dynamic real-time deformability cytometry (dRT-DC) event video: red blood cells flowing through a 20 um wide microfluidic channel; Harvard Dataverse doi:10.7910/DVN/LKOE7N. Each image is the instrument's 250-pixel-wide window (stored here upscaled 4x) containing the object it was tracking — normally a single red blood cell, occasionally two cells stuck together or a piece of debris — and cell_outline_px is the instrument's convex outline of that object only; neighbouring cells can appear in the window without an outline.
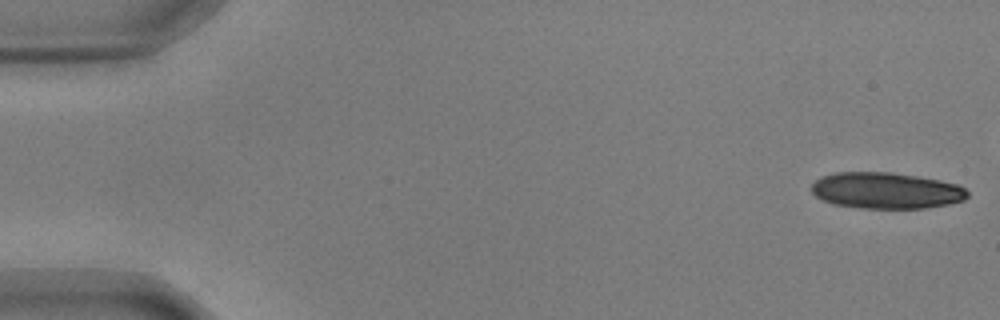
{"species": "common noctule bat (a hibernating species)", "species_latin": "Nyctalus noctula", "temperature_condition": "warm", "stored_images_in_passage": 49, "camera_frame_rate_fps": 3000, "um_per_image_px": 0.085, "animal": {"sex": "male", "body_mass_g": 17.9, "forearm_length_mm": 54.2}, "frame": {"image": 1, "passage_image": 1, "time_ms": 0.0, "image_size_px": [1000, 320], "cell_outline_px": [[968, 196], [964, 200], [948, 204], [924, 208], [864, 208], [832, 204], [816, 196], [812, 192], [812, 184], [820, 176], [836, 172], [892, 172], [940, 180], [960, 184], [968, 192]], "centroid_in_image_um": [75.33, 16.19], "position_along_channel_um": 9.7, "area_um2": 33.0}}
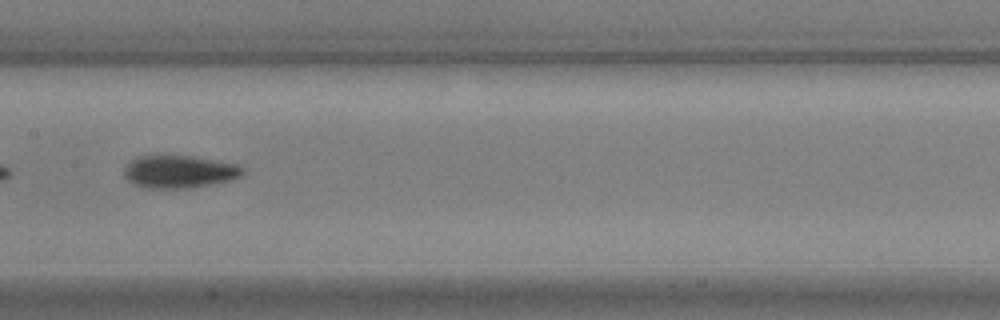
{"frame": {"image": 2, "passage_image": 28, "time_ms": 9.0, "image_size_px": [1000, 320], "cell_outline_px": [[244, 172], [240, 176], [232, 180], [212, 184], [188, 188], [144, 188], [132, 184], [124, 176], [124, 168], [132, 160], [140, 156], [192, 156], [236, 164], [244, 168]], "centroid_in_image_um": [15.23, 14.61], "position_along_channel_um": 192.2, "area_um2": 22.48}}
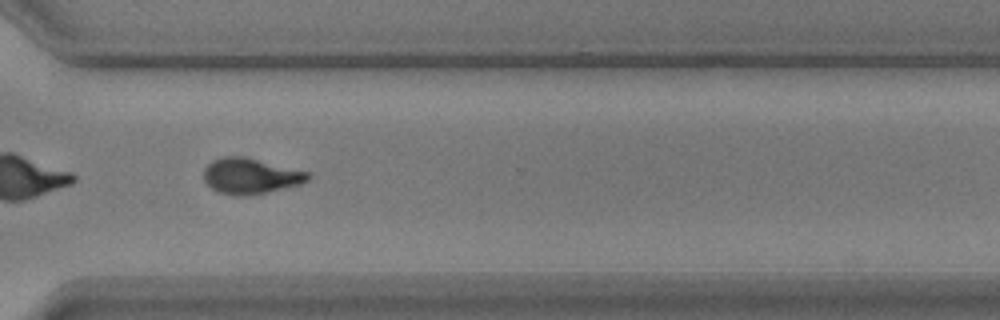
{"frame": {"image": 3, "passage_image": 41, "time_ms": 13.333, "image_size_px": [1000, 320], "cell_outline_px": [[312, 176], [308, 180], [300, 184], [268, 192], [244, 196], [236, 196], [220, 192], [212, 188], [204, 180], [204, 168], [212, 160], [224, 156], [244, 156], [308, 172]], "centroid_in_image_um": [21.29, 14.96], "position_along_channel_um": 349.3, "area_um2": 21.56}, "authors_computed_cell_mechanics": {"area_um2": 22.9466, "velocity_mm_per_s": 3.64, "shape_relaxation_time_tau1_ms": 4.3362, "shape_relaxation_time_tau2_ms": 3.2148, "deformation_change_tau1": 0.1658, "deformation_change_tau2": 0.0824}}